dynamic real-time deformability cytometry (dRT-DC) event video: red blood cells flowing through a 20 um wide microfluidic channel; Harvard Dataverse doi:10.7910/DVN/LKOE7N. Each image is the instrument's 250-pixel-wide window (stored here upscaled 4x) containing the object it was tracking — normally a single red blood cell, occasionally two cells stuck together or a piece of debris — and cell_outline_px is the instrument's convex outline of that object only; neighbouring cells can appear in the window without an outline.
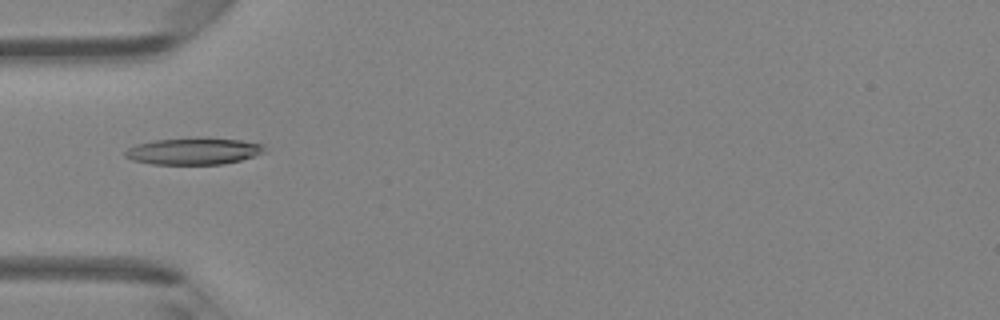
{"species": "Egyptian fruit bat (a non-hibernating species)", "species_latin": "Rousettus aegyptiacus", "temperature_condition": "room temperature", "stored_images_in_passage": 5, "camera_frame_rate_fps": 3000, "um_per_image_px": 0.085, "animal": {"sex": "female"}, "frame": {"image": 1, "passage_image": 5, "time_ms": 1.333, "image_size_px": [1000, 320], "cell_outline_px": [[264, 152], [256, 156], [224, 164], [152, 164], [132, 160], [124, 156], [124, 152], [128, 148], [136, 144], [156, 140], [240, 140], [264, 144]], "centroid_in_image_um": [16.44, 12.89], "position_along_channel_um": 68.6, "area_um2": 20.87}}